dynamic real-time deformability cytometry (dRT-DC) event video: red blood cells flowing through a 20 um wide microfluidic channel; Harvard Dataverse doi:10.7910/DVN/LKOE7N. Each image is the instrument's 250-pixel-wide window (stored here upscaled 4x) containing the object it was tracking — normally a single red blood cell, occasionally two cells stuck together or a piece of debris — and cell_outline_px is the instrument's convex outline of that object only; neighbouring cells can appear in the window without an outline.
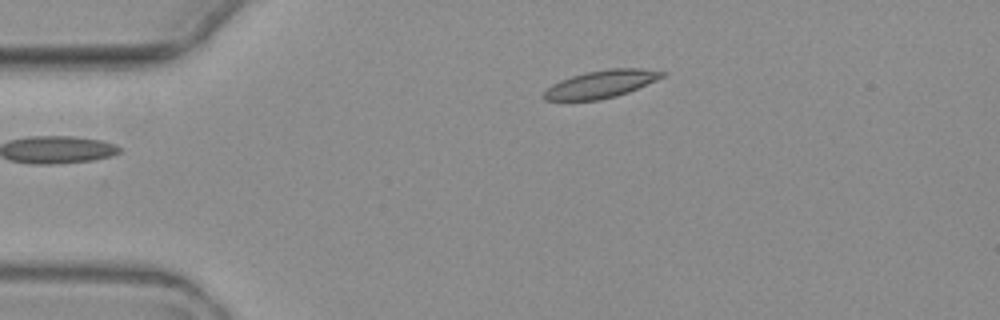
{"species": "common noctule bat (a hibernating species)", "species_latin": "Nyctalus noctula", "temperature_condition": "warm", "stored_images_in_passage": 4, "camera_frame_rate_fps": 3000, "um_per_image_px": 0.085, "animal": {"sex": "female", "body_mass_g": 19.3, "forearm_length_mm": 54.1}, "frame": {"image": 1, "passage_image": 4, "time_ms": 3.667, "image_size_px": [1000, 320], "cell_outline_px": [[668, 72], [664, 76], [656, 80], [628, 92], [616, 96], [596, 100], [544, 100], [540, 96], [552, 84], [560, 80], [572, 76], [588, 72], [608, 68], [640, 68]], "centroid_in_image_um": [51.08, 7.14], "position_along_channel_um": 33.9, "area_um2": 18.9}}